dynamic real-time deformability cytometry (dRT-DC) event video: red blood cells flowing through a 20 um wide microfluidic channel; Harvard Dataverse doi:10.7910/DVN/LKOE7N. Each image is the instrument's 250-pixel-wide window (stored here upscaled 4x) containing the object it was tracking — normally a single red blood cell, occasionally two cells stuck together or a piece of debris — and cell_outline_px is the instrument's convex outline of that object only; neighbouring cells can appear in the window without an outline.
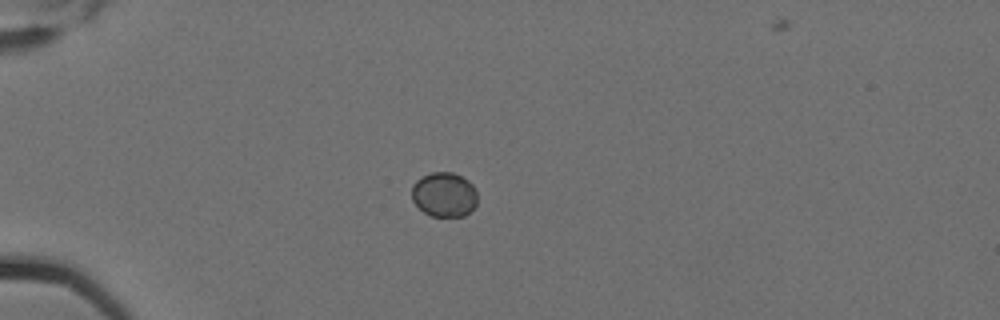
{"species": "Egyptian fruit bat (a non-hibernating species)", "species_latin": "Rousettus aegyptiacus", "temperature_condition": "cold", "stored_images_in_passage": 9, "camera_frame_rate_fps": 3000, "um_per_image_px": 0.085, "animal": {"sex": "female"}, "frame": {"image": 1, "passage_image": 3, "time_ms": 0.667, "image_size_px": [1000, 320], "cell_outline_px": [[476, 204], [464, 216], [432, 216], [424, 212], [412, 200], [412, 184], [416, 180], [432, 172], [452, 172], [468, 180], [476, 188]], "centroid_in_image_um": [37.75, 16.53], "position_along_channel_um": 47.3, "area_um2": 16.94}}